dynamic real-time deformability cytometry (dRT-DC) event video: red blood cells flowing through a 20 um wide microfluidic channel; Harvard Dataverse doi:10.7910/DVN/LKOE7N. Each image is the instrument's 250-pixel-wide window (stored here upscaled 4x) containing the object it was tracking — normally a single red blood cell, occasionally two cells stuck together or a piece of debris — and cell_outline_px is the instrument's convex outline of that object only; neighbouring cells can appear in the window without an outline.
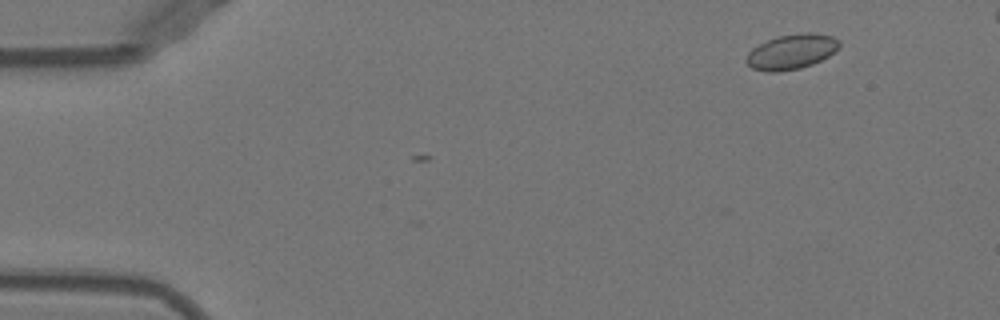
{"species": "Egyptian fruit bat (a non-hibernating species)", "species_latin": "Rousettus aegyptiacus", "temperature_condition": "warm", "stored_images_in_passage": 2, "camera_frame_rate_fps": 3000, "um_per_image_px": 0.085, "animal": {"sex": "female"}, "frame": {"image": 1, "passage_image": 2, "time_ms": 0.333, "image_size_px": [1000, 320], "cell_outline_px": [[840, 48], [828, 56], [812, 64], [800, 68], [780, 72], [768, 72], [752, 68], [744, 60], [748, 52], [752, 48], [776, 36], [800, 32], [812, 32], [832, 36], [840, 40]], "centroid_in_image_um": [67.28, 4.38], "position_along_channel_um": 17.7, "area_um2": 19.19}}